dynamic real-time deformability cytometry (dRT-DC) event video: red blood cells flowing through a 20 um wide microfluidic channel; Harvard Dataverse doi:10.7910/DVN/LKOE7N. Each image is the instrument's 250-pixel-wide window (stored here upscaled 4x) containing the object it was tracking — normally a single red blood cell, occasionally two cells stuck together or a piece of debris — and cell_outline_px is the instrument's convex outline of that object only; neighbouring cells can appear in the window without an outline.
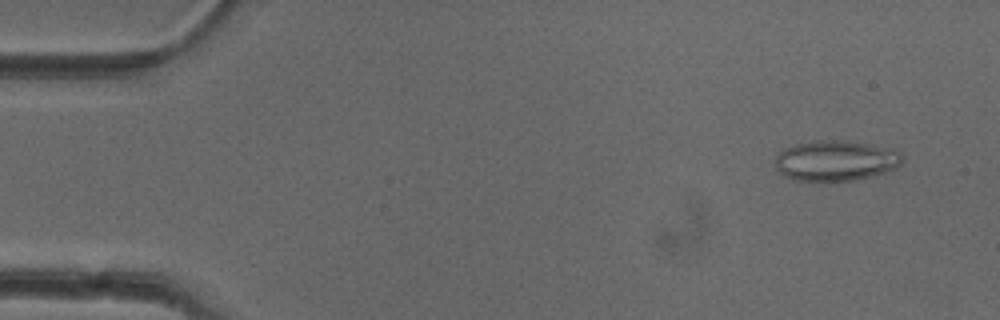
{"species": "common noctule bat (a hibernating species)", "species_latin": "Nyctalus noctula", "temperature_condition": "cold", "stored_images_in_passage": 45, "camera_frame_rate_fps": 3000, "um_per_image_px": 0.085, "animal": {"sex": "female"}, "frame": {"image": 1, "passage_image": 4, "time_ms": 1.0, "image_size_px": [1000, 320], "cell_outline_px": [[904, 156], [900, 164], [896, 168], [872, 176], [856, 180], [792, 180], [784, 176], [776, 168], [776, 156], [784, 148], [796, 144], [816, 140], [844, 140], [872, 144], [900, 152]], "centroid_in_image_um": [71.03, 13.64], "position_along_channel_um": 14.0, "area_um2": 29.88}}
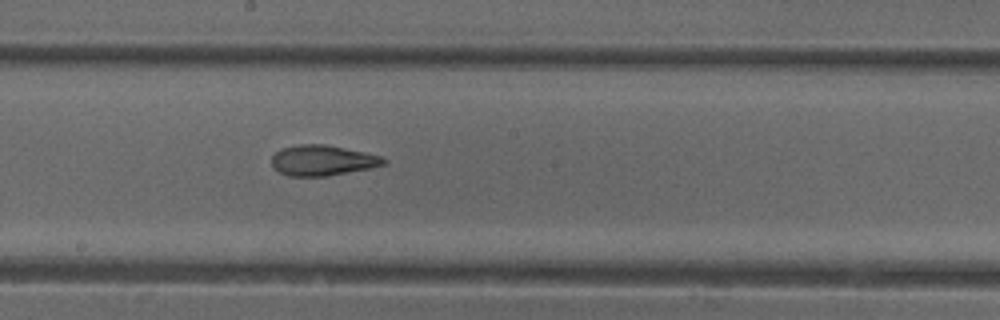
{"frame": {"image": 2, "passage_image": 28, "time_ms": 9.0, "image_size_px": [1000, 320], "cell_outline_px": [[388, 164], [372, 168], [328, 176], [288, 176], [272, 168], [272, 156], [280, 148], [300, 144], [324, 144], [364, 152], [380, 156], [388, 160]], "centroid_in_image_um": [27.42, 13.64], "position_along_channel_um": 220.8, "area_um2": 20.06}}
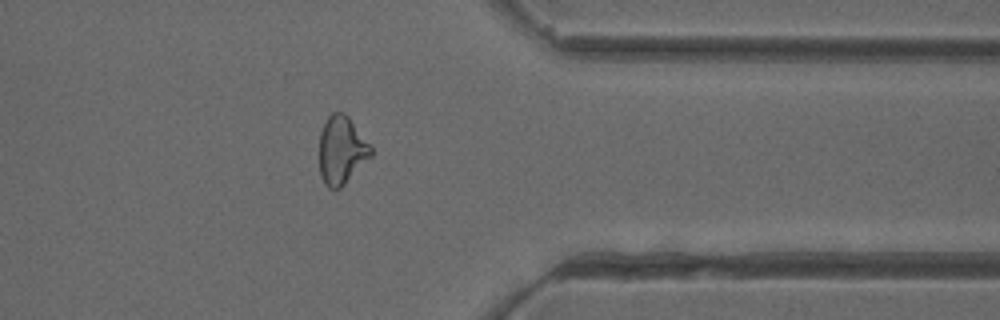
{"frame": {"image": 3, "passage_image": 41, "time_ms": 13.333, "image_size_px": [1000, 320], "cell_outline_px": [[372, 156], [340, 188], [328, 188], [324, 184], [320, 172], [320, 132], [328, 116], [332, 112], [344, 112], [348, 116], [372, 144]], "centroid_in_image_um": [29.06, 12.74], "position_along_channel_um": 382.3, "area_um2": 20.58}, "authors_computed_cell_mechanics": {"area_um2": 20.808, "velocity_mm_per_s": 3.9961, "shape_relaxation_time_tau1_ms": null, "shape_relaxation_time_tau2_ms": 2.6327, "deformation_change_tau1": null, "deformation_change_tau2": 0.1091}}